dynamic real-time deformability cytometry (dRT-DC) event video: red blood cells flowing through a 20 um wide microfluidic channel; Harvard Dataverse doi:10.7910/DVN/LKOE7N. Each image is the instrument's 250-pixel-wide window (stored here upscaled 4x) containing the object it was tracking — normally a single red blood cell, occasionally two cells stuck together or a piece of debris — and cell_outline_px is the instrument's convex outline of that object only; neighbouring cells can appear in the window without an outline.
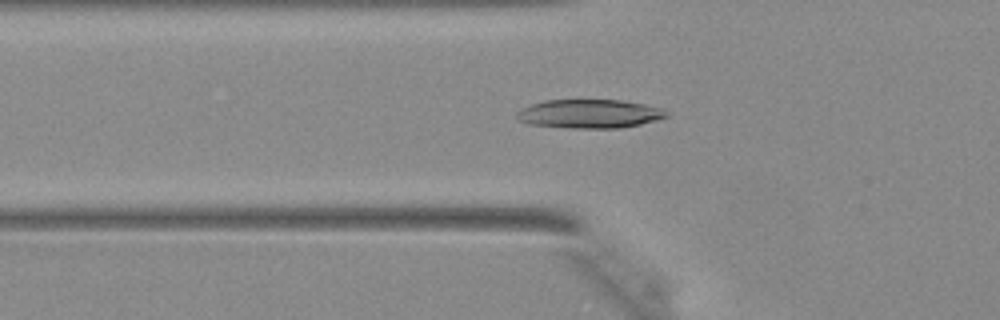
{"species": "Egyptian fruit bat (a non-hibernating species)", "species_latin": "Rousettus aegyptiacus", "temperature_condition": "warm", "stored_images_in_passage": 42, "camera_frame_rate_fps": 3000, "um_per_image_px": 0.085, "animal": {"sex": "female"}, "frame": {"image": 1, "passage_image": 17, "time_ms": 5.333, "image_size_px": [1000, 320], "cell_outline_px": [[668, 116], [656, 120], [640, 124], [620, 128], [572, 128], [528, 124], [520, 120], [516, 116], [516, 112], [520, 108], [544, 100], [620, 100], [644, 104], [664, 108], [668, 112]], "centroid_in_image_um": [50.11, 9.67], "position_along_channel_um": 75.7, "area_um2": 25.14}}
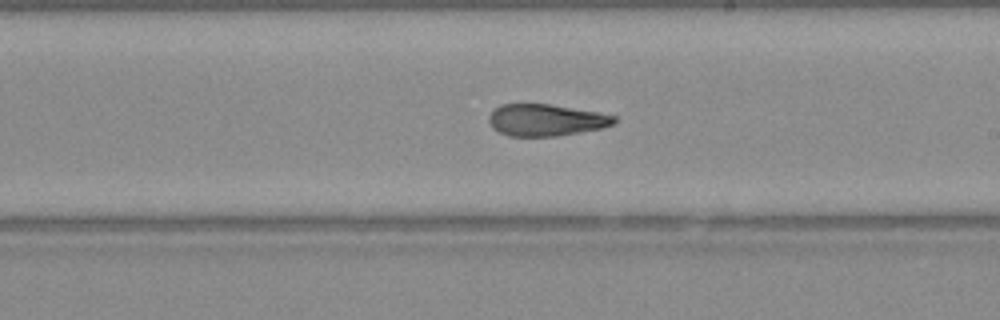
{"frame": {"image": 2, "passage_image": 28, "time_ms": 9.0, "image_size_px": [1000, 320], "cell_outline_px": [[616, 124], [600, 128], [580, 132], [556, 136], [508, 136], [492, 128], [488, 120], [488, 116], [500, 104], [548, 104], [600, 112], [616, 116]], "centroid_in_image_um": [46.41, 10.2], "position_along_channel_um": 242.6, "area_um2": 23.24}}
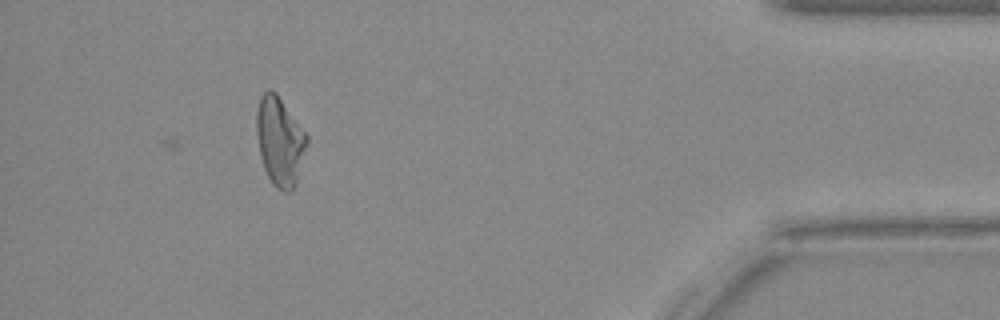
{"frame": {"image": 3, "passage_image": 42, "time_ms": 13.667, "image_size_px": [1000, 320], "cell_outline_px": [[308, 144], [296, 184], [292, 192], [284, 192], [276, 188], [272, 184], [264, 168], [260, 156], [256, 132], [256, 112], [260, 96], [268, 88], [276, 92], [308, 136]], "centroid_in_image_um": [23.78, 12.02], "position_along_channel_um": 411.4, "area_um2": 26.24}}